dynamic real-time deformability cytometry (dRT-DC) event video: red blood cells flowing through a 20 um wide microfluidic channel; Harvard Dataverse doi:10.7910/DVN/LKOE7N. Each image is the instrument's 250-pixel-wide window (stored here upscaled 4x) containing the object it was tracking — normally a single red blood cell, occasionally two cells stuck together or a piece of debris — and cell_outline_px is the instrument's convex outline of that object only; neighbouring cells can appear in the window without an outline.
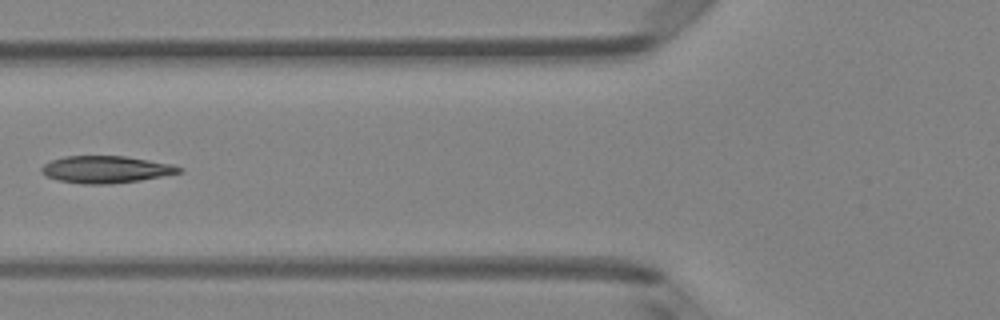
{"species": "Egyptian fruit bat (a non-hibernating species)", "species_latin": "Rousettus aegyptiacus", "temperature_condition": "room temperature", "stored_images_in_passage": 8, "camera_frame_rate_fps": 3000, "um_per_image_px": 0.085, "animal": {"sex": "female"}, "frame": {"image": 1, "passage_image": 6, "time_ms": 6.0, "image_size_px": [1000, 320], "cell_outline_px": [[184, 172], [140, 180], [112, 184], [84, 184], [56, 180], [44, 176], [40, 172], [40, 168], [44, 164], [52, 160], [64, 156], [124, 156], [172, 164], [184, 168]], "centroid_in_image_um": [8.98, 14.41], "position_along_channel_um": 116.8, "area_um2": 21.91}}
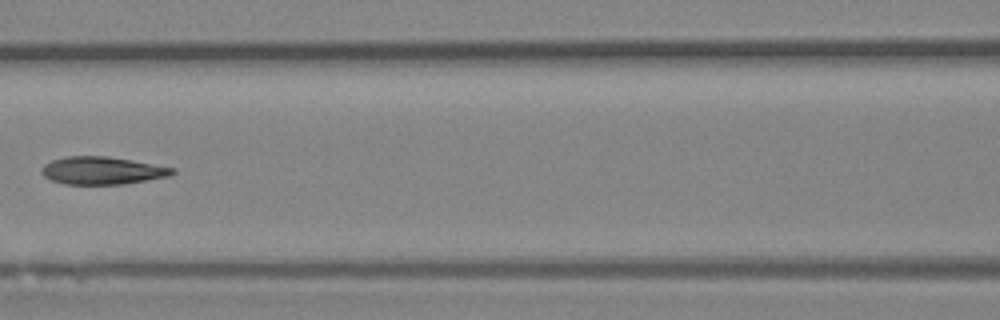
{"frame": {"image": 2, "passage_image": 7, "time_ms": 7.0, "image_size_px": [1000, 320], "cell_outline_px": [[176, 172], [168, 176], [124, 184], [64, 184], [52, 180], [44, 176], [40, 172], [40, 168], [44, 164], [52, 160], [68, 156], [108, 156], [132, 160], [176, 168]], "centroid_in_image_um": [8.67, 14.49], "position_along_channel_um": 157.9, "area_um2": 21.1}}
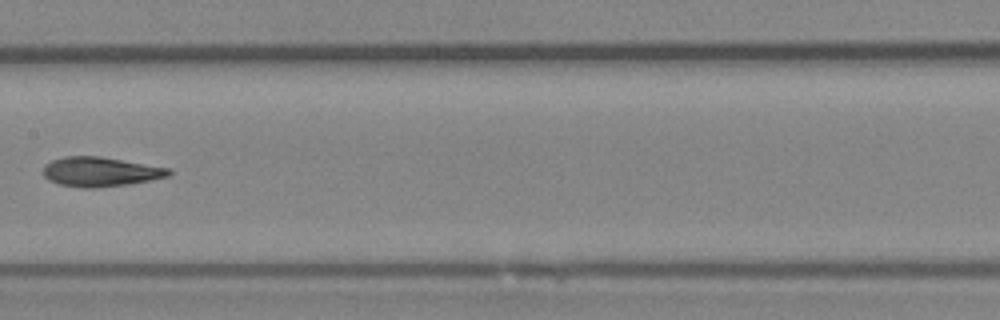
{"frame": {"image": 3, "passage_image": 8, "time_ms": 8.0, "image_size_px": [1000, 320], "cell_outline_px": [[172, 172], [168, 176], [128, 184], [96, 188], [84, 188], [60, 184], [48, 180], [44, 176], [44, 164], [52, 160], [64, 156], [100, 156], [172, 168]], "centroid_in_image_um": [8.53, 14.59], "position_along_channel_um": 198.9, "area_um2": 21.62}}